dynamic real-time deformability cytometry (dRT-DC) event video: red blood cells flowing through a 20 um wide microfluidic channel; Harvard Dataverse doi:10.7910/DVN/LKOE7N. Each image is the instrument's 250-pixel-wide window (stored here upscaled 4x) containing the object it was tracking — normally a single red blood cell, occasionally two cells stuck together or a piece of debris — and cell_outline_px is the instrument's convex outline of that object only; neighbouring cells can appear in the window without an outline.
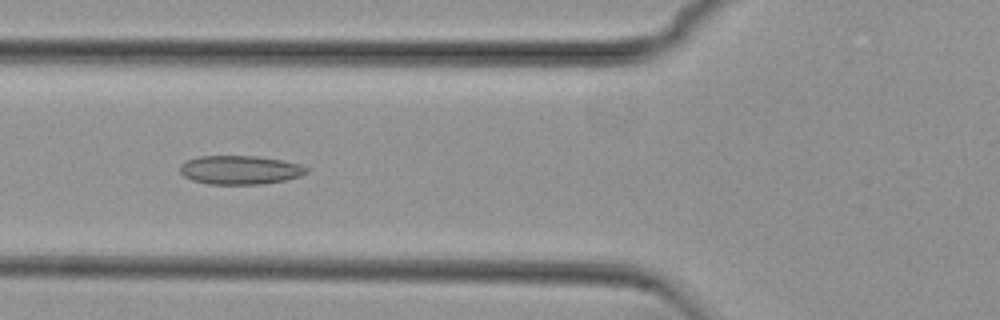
{"species": "common noctule bat (a hibernating species)", "species_latin": "Nyctalus noctula", "temperature_condition": "cold", "stored_images_in_passage": 54, "camera_frame_rate_fps": 3000, "um_per_image_px": 0.085, "animal": {"sex": "female", "body_mass_g": 29.2, "forearm_length_mm": 56.3}, "frame": {"image": 1, "passage_image": 20, "time_ms": 6.333, "image_size_px": [1000, 320], "cell_outline_px": [[308, 172], [300, 176], [284, 180], [264, 184], [208, 184], [192, 180], [184, 176], [180, 172], [180, 164], [188, 160], [200, 156], [256, 156], [284, 160], [300, 164], [308, 168]], "centroid_in_image_um": [20.42, 14.44], "position_along_channel_um": 105.4, "area_um2": 21.27}}
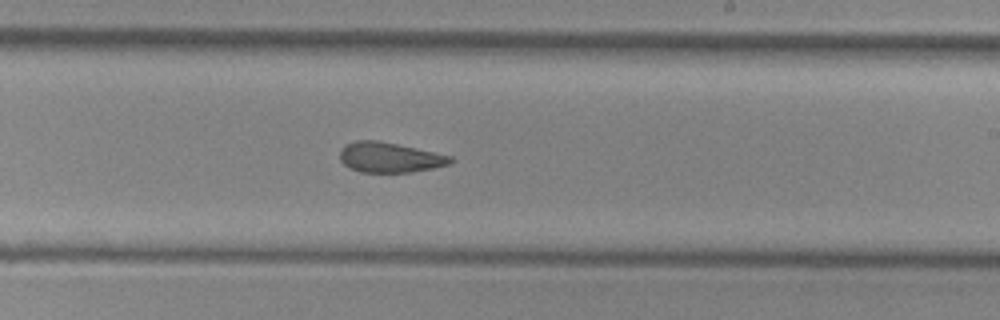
{"frame": {"image": 2, "passage_image": 32, "time_ms": 10.333, "image_size_px": [1000, 320], "cell_outline_px": [[452, 160], [448, 164], [432, 168], [412, 172], [360, 172], [348, 168], [340, 160], [340, 148], [344, 144], [356, 140], [380, 140], [452, 156]], "centroid_in_image_um": [33.05, 13.37], "position_along_channel_um": 255.9, "area_um2": 19.48}}
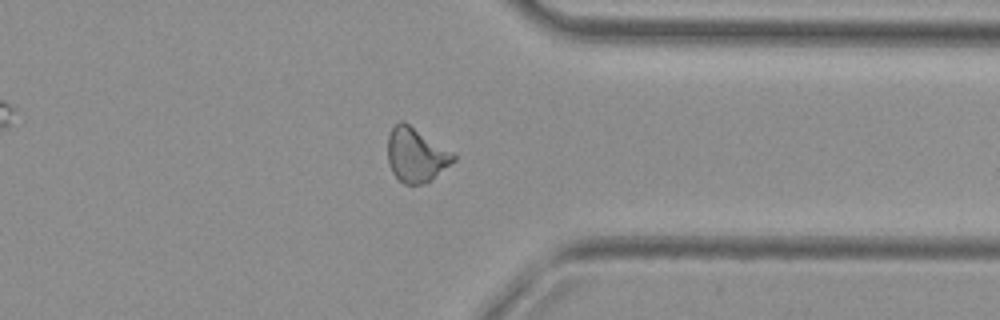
{"frame": {"image": 3, "passage_image": 42, "time_ms": 13.667, "image_size_px": [1000, 320], "cell_outline_px": [[456, 160], [432, 180], [420, 184], [404, 184], [392, 172], [388, 160], [388, 136], [392, 128], [400, 120], [404, 120], [452, 152], [456, 156]], "centroid_in_image_um": [35.37, 13.16], "position_along_channel_um": 376.0, "area_um2": 20.69}, "authors_computed_cell_mechanics": {"area_um2": 20.7791, "velocity_mm_per_s": 3.7624, "shape_relaxation_time_tau1_ms": null, "shape_relaxation_time_tau2_ms": 2.6493, "deformation_change_tau1": null, "deformation_change_tau2": 0.0958}}